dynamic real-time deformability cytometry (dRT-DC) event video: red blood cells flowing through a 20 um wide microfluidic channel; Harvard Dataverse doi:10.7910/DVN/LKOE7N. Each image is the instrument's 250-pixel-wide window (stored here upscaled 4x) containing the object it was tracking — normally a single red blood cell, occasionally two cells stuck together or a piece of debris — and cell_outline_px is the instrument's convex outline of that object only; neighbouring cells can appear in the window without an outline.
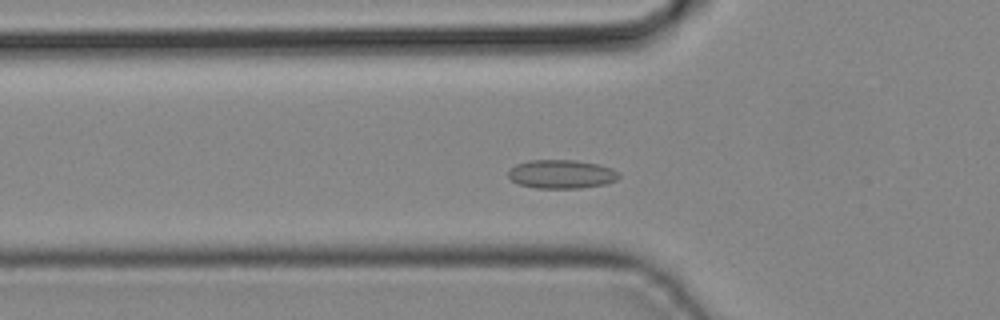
{"species": "common noctule bat (a hibernating species)", "species_latin": "Nyctalus noctula", "temperature_condition": "cold", "stored_images_in_passage": 40, "camera_frame_rate_fps": 3000, "um_per_image_px": 0.085, "animal": {"sex": "male", "body_mass_g": 19.2, "forearm_length_mm": 51.8}, "frame": {"image": 1, "passage_image": 11, "time_ms": 3.333, "image_size_px": [1000, 320], "cell_outline_px": [[620, 176], [616, 180], [604, 184], [580, 188], [536, 188], [520, 184], [512, 180], [508, 176], [508, 172], [516, 164], [532, 160], [572, 160], [600, 164], [612, 168], [620, 172]], "centroid_in_image_um": [47.76, 14.8], "position_along_channel_um": 78.0, "area_um2": 18.44}}
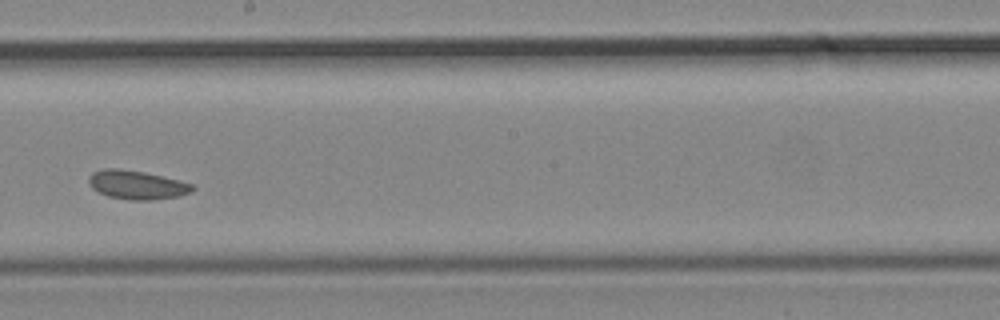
{"frame": {"image": 2, "passage_image": 21, "time_ms": 6.667, "image_size_px": [1000, 320], "cell_outline_px": [[196, 188], [192, 192], [180, 196], [152, 200], [128, 200], [108, 196], [92, 188], [88, 184], [88, 176], [92, 172], [104, 168], [116, 168], [144, 172], [180, 180], [192, 184]], "centroid_in_image_um": [11.64, 15.71], "position_along_channel_um": 236.6, "area_um2": 17.57}}
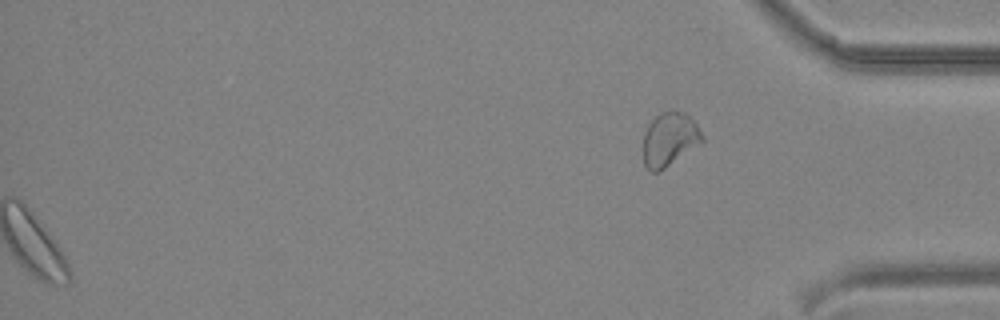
{"frame": {"image": 3, "passage_image": 40, "time_ms": 13.0, "image_size_px": [1000, 320], "cell_outline_px": [[704, 140], [664, 168], [656, 172], [648, 172], [644, 164], [644, 132], [648, 124], [660, 112], [676, 108], [684, 112], [696, 124], [704, 136]], "centroid_in_image_um": [56.89, 11.8], "position_along_channel_um": 378.3, "area_um2": 18.38}}